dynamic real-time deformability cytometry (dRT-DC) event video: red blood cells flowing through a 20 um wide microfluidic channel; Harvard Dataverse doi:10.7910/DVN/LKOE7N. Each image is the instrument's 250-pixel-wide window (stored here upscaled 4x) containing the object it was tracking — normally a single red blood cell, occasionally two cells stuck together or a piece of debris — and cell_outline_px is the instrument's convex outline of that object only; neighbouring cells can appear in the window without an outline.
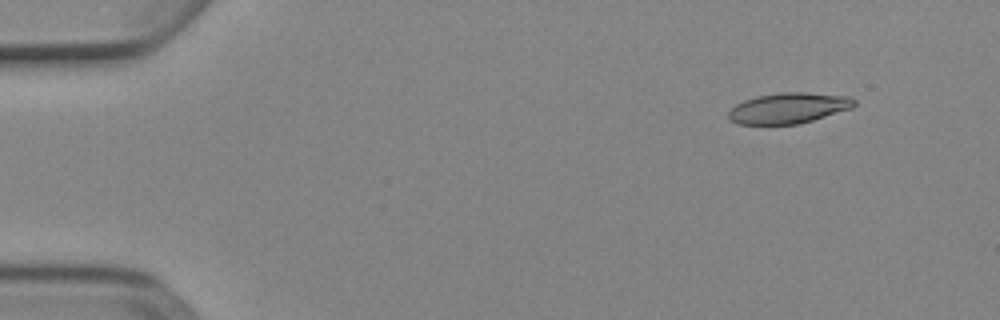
{"species": "Egyptian fruit bat (a non-hibernating species)", "species_latin": "Rousettus aegyptiacus", "temperature_condition": "cold", "stored_images_in_passage": 5, "camera_frame_rate_fps": 3000, "um_per_image_px": 0.085, "animal": {"sex": "female"}, "frame": {"image": 1, "passage_image": 1, "time_ms": 0.0, "image_size_px": [1000, 320], "cell_outline_px": [[856, 104], [852, 108], [812, 120], [796, 124], [736, 124], [728, 120], [728, 112], [736, 104], [744, 100], [756, 96], [780, 92], [804, 92], [852, 96], [856, 100]], "centroid_in_image_um": [67.02, 9.18], "position_along_channel_um": 18.0, "area_um2": 22.6}}
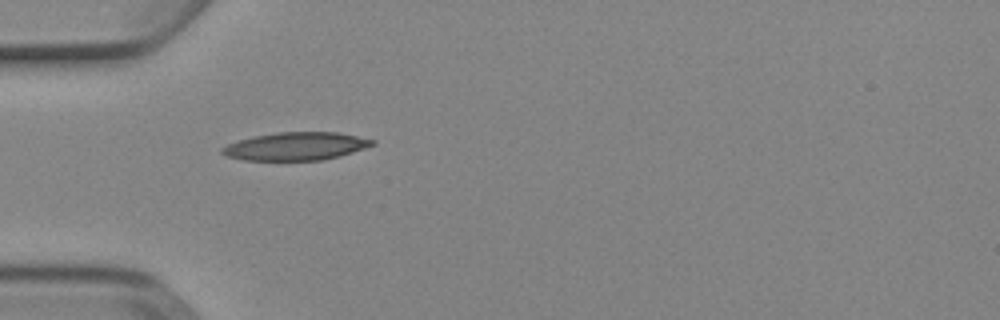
{"frame": {"image": 2, "passage_image": 4, "time_ms": 1.0, "image_size_px": [1000, 320], "cell_outline_px": [[376, 144], [340, 156], [320, 160], [244, 160], [228, 156], [220, 152], [220, 148], [228, 144], [252, 136], [276, 132], [336, 132], [376, 140]], "centroid_in_image_um": [25.14, 12.43], "position_along_channel_um": 59.9, "area_um2": 24.39}}
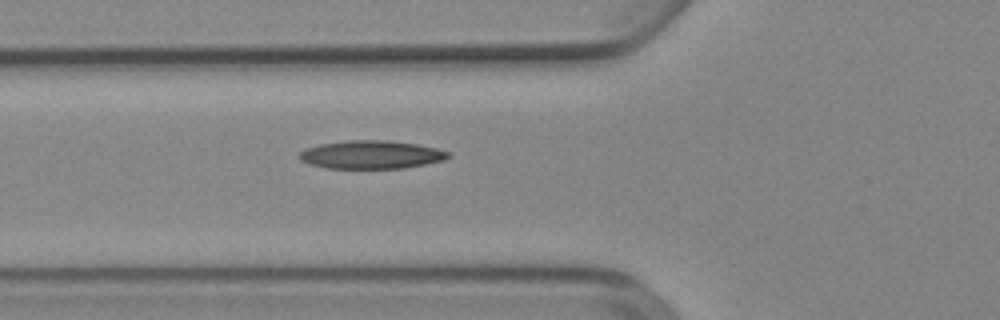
{"frame": {"image": 3, "passage_image": 5, "time_ms": 1.333, "image_size_px": [1000, 320], "cell_outline_px": [[452, 156], [444, 160], [404, 168], [328, 168], [312, 164], [300, 160], [300, 152], [308, 148], [320, 144], [344, 140], [388, 140], [416, 144], [436, 148], [448, 152]], "centroid_in_image_um": [31.58, 13.14], "position_along_channel_um": 94.2, "area_um2": 24.28}}